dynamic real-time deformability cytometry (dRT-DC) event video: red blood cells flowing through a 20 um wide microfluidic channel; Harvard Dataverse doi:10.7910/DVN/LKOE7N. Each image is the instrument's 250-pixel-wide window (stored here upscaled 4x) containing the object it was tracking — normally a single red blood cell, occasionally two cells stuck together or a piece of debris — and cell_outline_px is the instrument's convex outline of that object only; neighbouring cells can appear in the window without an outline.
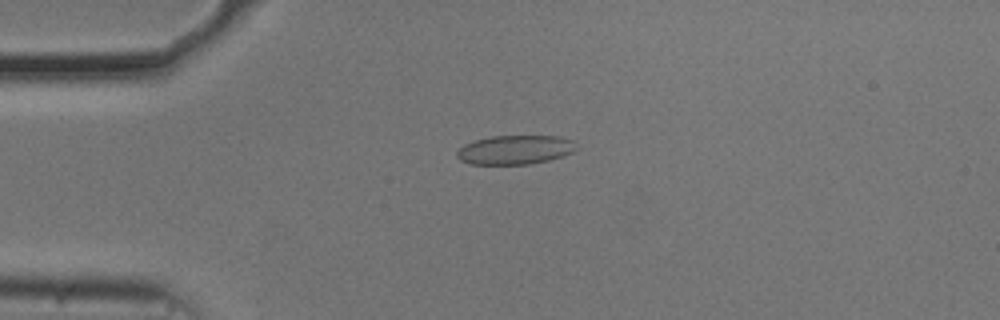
{"species": "common noctule bat (a hibernating species)", "species_latin": "Nyctalus noctula", "temperature_condition": "cold", "stored_images_in_passage": 54, "camera_frame_rate_fps": 3000, "um_per_image_px": 0.085, "animal": {"sex": "male", "body_mass_g": 20.5, "forearm_length_mm": 52.5}, "frame": {"image": 1, "passage_image": 13, "time_ms": 4.0, "image_size_px": [1000, 320], "cell_outline_px": [[580, 148], [564, 156], [548, 160], [528, 164], [472, 164], [460, 160], [456, 156], [456, 152], [464, 144], [476, 140], [492, 136], [560, 136], [572, 140]], "centroid_in_image_um": [43.81, 12.73], "position_along_channel_um": 41.2, "area_um2": 20.29}}
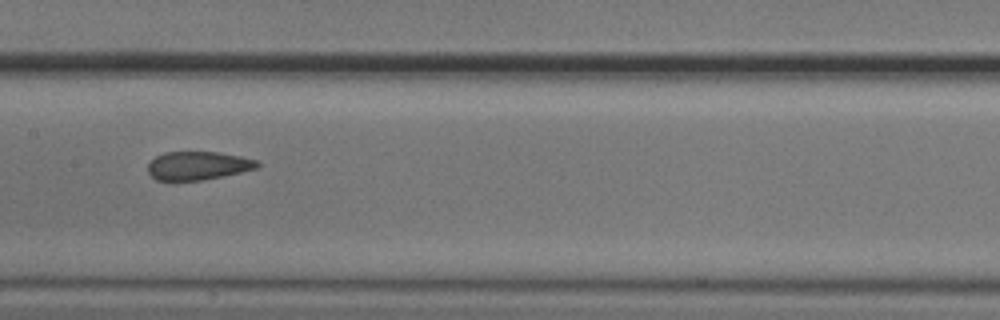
{"frame": {"image": 2, "passage_image": 27, "time_ms": 8.667, "image_size_px": [1000, 320], "cell_outline_px": [[260, 164], [256, 168], [224, 176], [200, 180], [156, 180], [148, 172], [148, 164], [156, 156], [164, 152], [220, 152], [260, 160]], "centroid_in_image_um": [16.85, 14.07], "position_along_channel_um": 190.6, "area_um2": 18.09}}
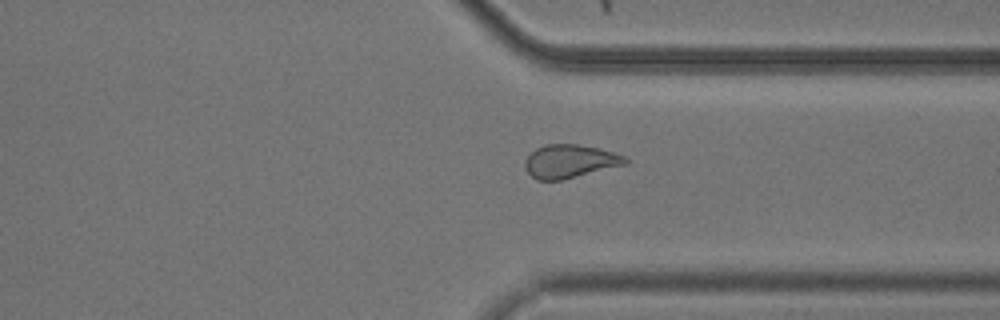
{"frame": {"image": 3, "passage_image": 41, "time_ms": 13.333, "image_size_px": [1000, 320], "cell_outline_px": [[628, 164], [560, 180], [536, 180], [524, 168], [524, 160], [536, 148], [544, 144], [576, 144], [600, 148], [624, 156], [628, 160]], "centroid_in_image_um": [48.42, 13.7], "position_along_channel_um": 363.0, "area_um2": 19.48}, "authors_computed_cell_mechanics": {"area_um2": 20.2878, "velocity_mm_per_s": 3.7071, "shape_relaxation_time_tau1_ms": null, "shape_relaxation_time_tau2_ms": 1.8286, "deformation_change_tau1": null, "deformation_change_tau2": 0.0602}}